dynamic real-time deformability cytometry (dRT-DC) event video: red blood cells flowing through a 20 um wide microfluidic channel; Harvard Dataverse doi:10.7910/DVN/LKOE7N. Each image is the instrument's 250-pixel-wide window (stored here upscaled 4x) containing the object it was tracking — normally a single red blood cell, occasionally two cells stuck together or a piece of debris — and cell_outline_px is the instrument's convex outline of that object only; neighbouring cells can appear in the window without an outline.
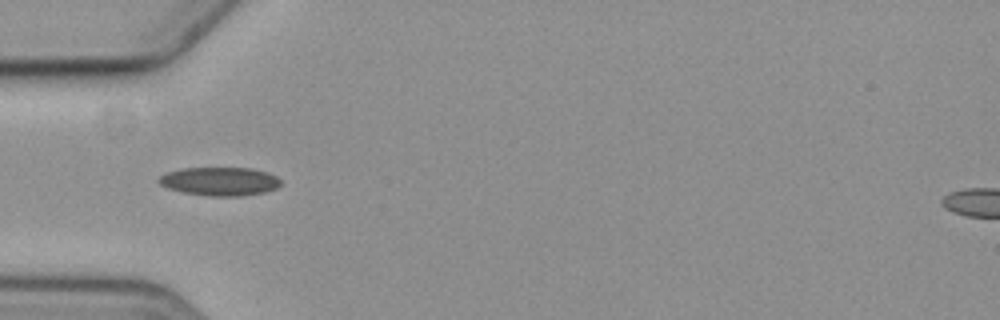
{"species": "common noctule bat (a hibernating species)", "species_latin": "Nyctalus noctula", "temperature_condition": "cold", "stored_images_in_passage": 10, "camera_frame_rate_fps": 3000, "um_per_image_px": 0.085, "animal": {"sex": "female", "body_mass_g": 19.3, "forearm_length_mm": 54.1}, "frame": {"image": 1, "passage_image": 5, "time_ms": 5.667, "image_size_px": [1000, 320], "cell_outline_px": [[280, 184], [276, 188], [264, 192], [240, 196], [208, 196], [184, 192], [168, 188], [160, 184], [156, 180], [160, 176], [168, 172], [180, 168], [252, 168], [268, 172], [276, 176], [280, 180]], "centroid_in_image_um": [18.67, 15.41], "position_along_channel_um": 66.3, "area_um2": 20.23}}
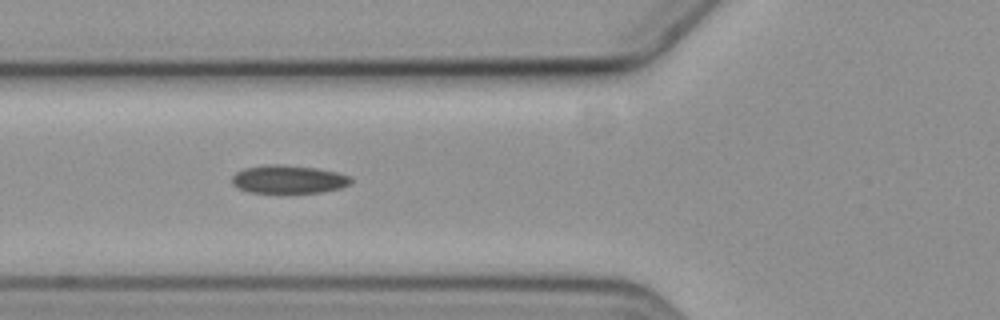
{"frame": {"image": 2, "passage_image": 6, "time_ms": 6.667, "image_size_px": [1000, 320], "cell_outline_px": [[352, 184], [340, 188], [320, 192], [248, 192], [232, 184], [232, 176], [236, 172], [244, 168], [268, 164], [280, 164], [316, 168], [336, 172], [348, 176], [352, 180]], "centroid_in_image_um": [24.51, 15.23], "position_along_channel_um": 101.3, "area_um2": 19.36}}
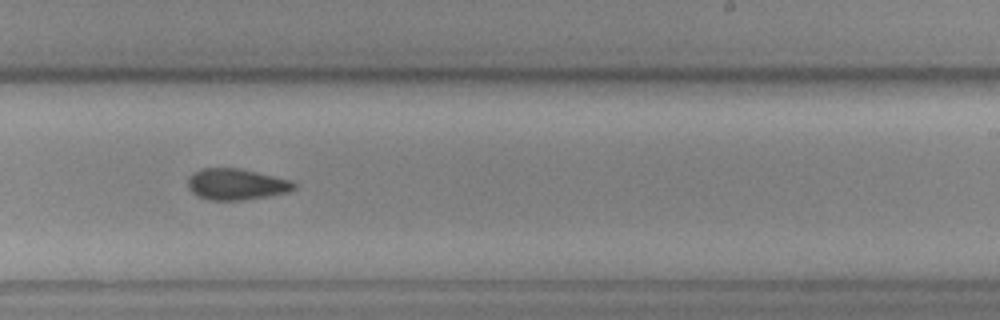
{"frame": {"image": 3, "passage_image": 10, "time_ms": 11.333, "image_size_px": [1000, 320], "cell_outline_px": [[296, 188], [288, 192], [268, 196], [240, 200], [212, 200], [200, 196], [192, 192], [188, 188], [188, 176], [200, 168], [240, 168], [292, 180], [296, 184]], "centroid_in_image_um": [20.1, 15.65], "position_along_channel_um": 268.9, "area_um2": 19.31}}